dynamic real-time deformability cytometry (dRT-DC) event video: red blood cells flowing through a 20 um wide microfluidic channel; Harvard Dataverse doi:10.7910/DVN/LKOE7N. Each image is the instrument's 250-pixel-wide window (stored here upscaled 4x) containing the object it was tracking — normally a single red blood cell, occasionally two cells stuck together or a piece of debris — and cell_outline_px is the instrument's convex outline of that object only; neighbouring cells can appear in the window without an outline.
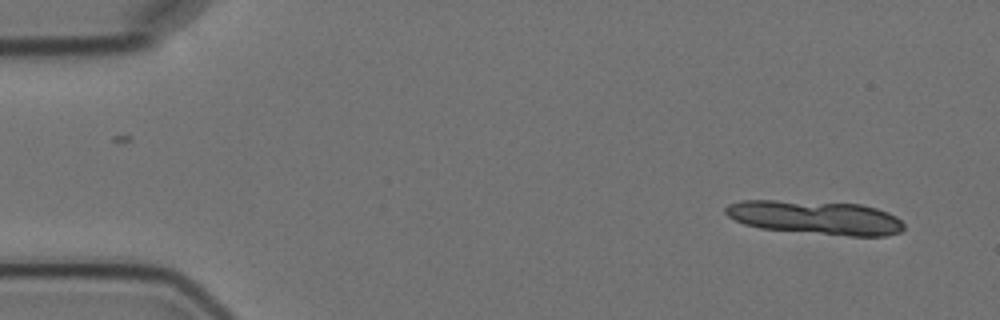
{"species": "Egyptian fruit bat (a non-hibernating species)", "species_latin": "Rousettus aegyptiacus", "temperature_condition": "cold", "stored_images_in_passage": 4, "camera_frame_rate_fps": 3000, "um_per_image_px": 0.085, "animal": {"sex": "female"}, "frame": {"image": 1, "passage_image": 1, "time_ms": 0.0, "image_size_px": [1000, 320], "cell_outline_px": [[904, 228], [900, 232], [888, 236], [848, 236], [760, 228], [744, 224], [728, 216], [724, 212], [724, 208], [728, 204], [740, 200], [776, 200], [860, 204], [876, 208], [888, 212], [896, 216], [904, 224]], "centroid_in_image_um": [69.32, 18.49], "position_along_channel_um": 15.7, "area_um2": 35.2}}